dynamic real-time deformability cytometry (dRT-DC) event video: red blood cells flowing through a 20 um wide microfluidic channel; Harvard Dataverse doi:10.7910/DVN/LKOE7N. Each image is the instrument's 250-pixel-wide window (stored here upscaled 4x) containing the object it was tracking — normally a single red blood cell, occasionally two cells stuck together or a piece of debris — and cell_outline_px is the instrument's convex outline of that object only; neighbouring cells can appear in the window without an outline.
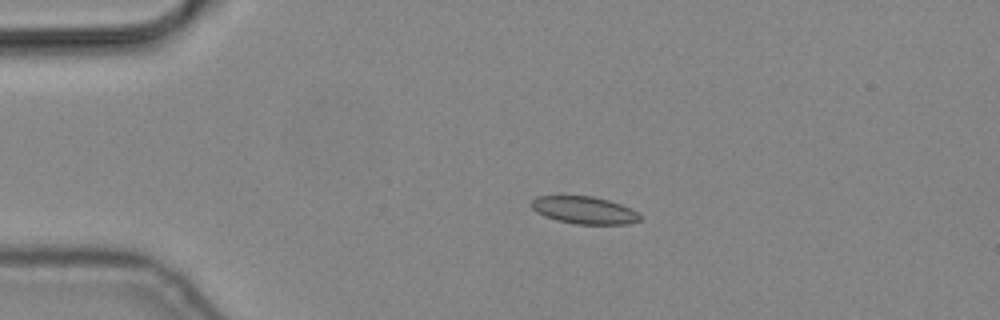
{"species": "common noctule bat (a hibernating species)", "species_latin": "Nyctalus noctula", "temperature_condition": "cold", "stored_images_in_passage": 8, "camera_frame_rate_fps": 3000, "um_per_image_px": 0.085, "animal": {"sex": "male", "body_mass_g": 19.2, "forearm_length_mm": 51.8}, "frame": {"image": 1, "passage_image": 3, "time_ms": 0.667, "image_size_px": [1000, 320], "cell_outline_px": [[640, 220], [628, 224], [576, 224], [556, 220], [544, 216], [536, 212], [528, 204], [536, 196], [592, 196], [608, 200], [620, 204], [636, 212], [640, 216]], "centroid_in_image_um": [49.59, 17.86], "position_along_channel_um": 35.4, "area_um2": 17.28}}
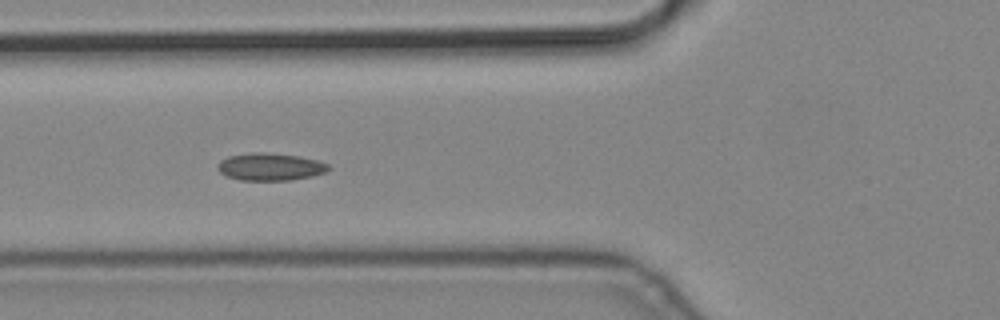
{"frame": {"image": 2, "passage_image": 5, "time_ms": 1.333, "image_size_px": [1000, 320], "cell_outline_px": [[332, 168], [328, 172], [312, 176], [288, 180], [240, 180], [228, 176], [220, 172], [216, 168], [220, 160], [228, 156], [252, 152], [264, 152], [300, 156], [316, 160], [328, 164]], "centroid_in_image_um": [22.98, 14.17], "position_along_channel_um": 102.8, "area_um2": 17.8}}
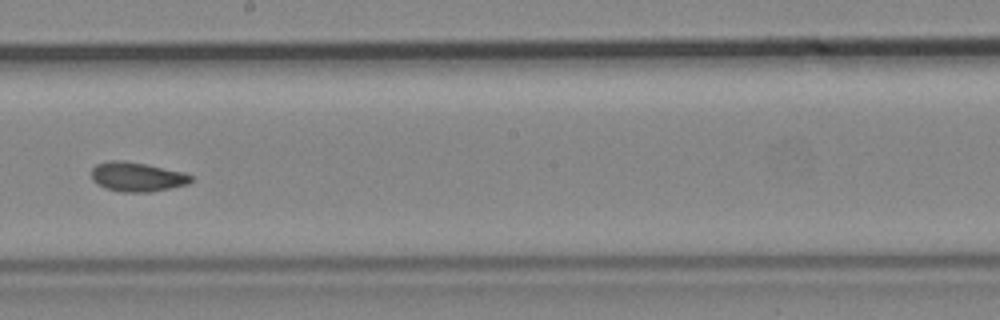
{"frame": {"image": 3, "passage_image": 8, "time_ms": 2.333, "image_size_px": [1000, 320], "cell_outline_px": [[192, 180], [188, 184], [152, 192], [120, 192], [104, 188], [92, 180], [92, 168], [96, 164], [112, 160], [120, 160], [144, 164], [184, 172], [192, 176]], "centroid_in_image_um": [11.64, 15.04], "position_along_channel_um": 236.6, "area_um2": 16.99}}